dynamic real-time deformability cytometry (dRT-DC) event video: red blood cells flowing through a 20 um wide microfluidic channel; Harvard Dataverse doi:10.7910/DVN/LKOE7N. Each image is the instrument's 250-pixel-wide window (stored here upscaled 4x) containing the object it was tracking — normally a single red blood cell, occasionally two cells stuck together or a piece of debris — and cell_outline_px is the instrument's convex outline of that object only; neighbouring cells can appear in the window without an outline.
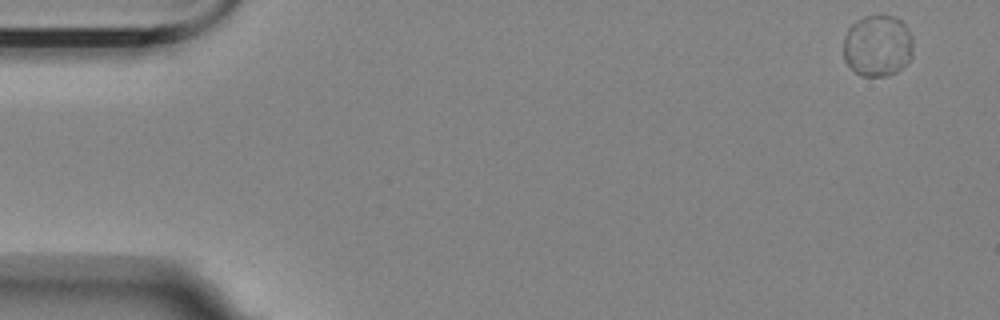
{"species": "Egyptian fruit bat (a non-hibernating species)", "species_latin": "Rousettus aegyptiacus", "temperature_condition": "room temperature", "stored_images_in_passage": 57, "camera_frame_rate_fps": 3000, "um_per_image_px": 0.085, "animal": {"sex": "female"}, "frame": {"image": 1, "passage_image": 1, "time_ms": 0.0, "image_size_px": [1000, 320], "cell_outline_px": [[912, 56], [908, 64], [896, 72], [884, 76], [860, 76], [844, 60], [844, 36], [848, 28], [856, 20], [864, 16], [880, 12], [896, 16], [904, 24], [912, 36]], "centroid_in_image_um": [74.6, 3.84], "position_along_channel_um": 10.4, "area_um2": 25.61}}
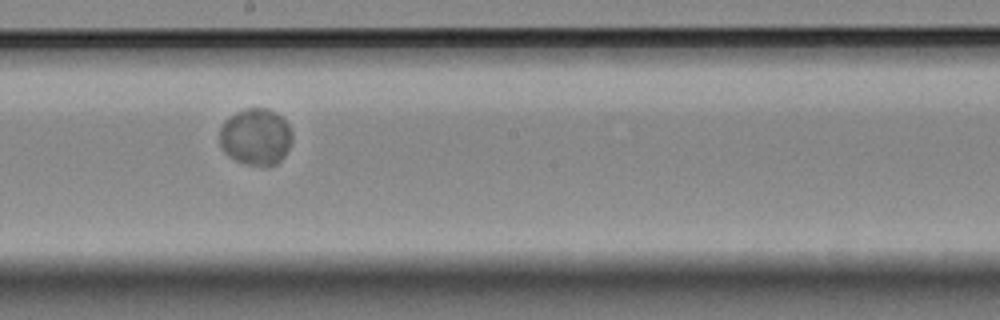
{"frame": {"image": 2, "passage_image": 31, "time_ms": 10.0, "image_size_px": [1000, 320], "cell_outline_px": [[292, 140], [284, 156], [276, 164], [248, 164], [236, 160], [224, 152], [220, 144], [220, 128], [236, 112], [248, 108], [268, 108], [276, 112], [288, 124], [292, 132]], "centroid_in_image_um": [21.76, 11.61], "position_along_channel_um": 226.4, "area_um2": 23.52}}
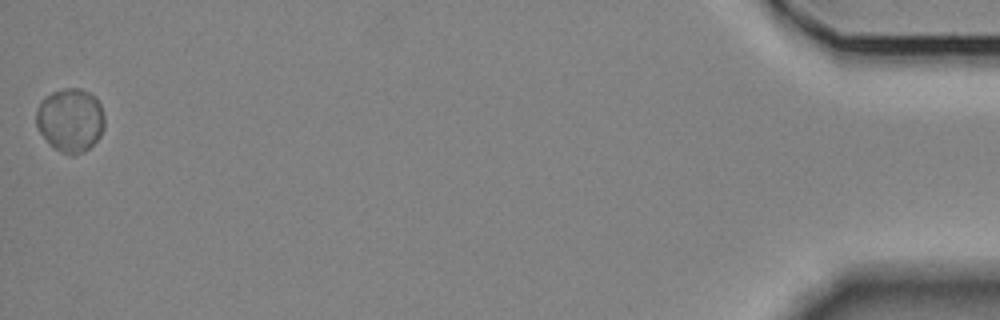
{"frame": {"image": 3, "passage_image": 57, "time_ms": 18.667, "image_size_px": [1000, 320], "cell_outline_px": [[104, 128], [100, 136], [84, 152], [72, 156], [60, 152], [48, 144], [40, 132], [36, 124], [36, 108], [40, 100], [44, 96], [52, 92], [64, 88], [80, 88], [88, 92], [100, 104], [104, 116]], "centroid_in_image_um": [5.94, 10.21], "position_along_channel_um": 429.3, "area_um2": 25.55}, "authors_computed_cell_mechanics": {"area_um2": 24.6806, "velocity_mm_per_s": 3.3925, "shape_relaxation_time_tau1_ms": 5.9475, "shape_relaxation_time_tau2_ms": null, "deformation_change_tau1": 0.0146, "deformation_change_tau2": null}}